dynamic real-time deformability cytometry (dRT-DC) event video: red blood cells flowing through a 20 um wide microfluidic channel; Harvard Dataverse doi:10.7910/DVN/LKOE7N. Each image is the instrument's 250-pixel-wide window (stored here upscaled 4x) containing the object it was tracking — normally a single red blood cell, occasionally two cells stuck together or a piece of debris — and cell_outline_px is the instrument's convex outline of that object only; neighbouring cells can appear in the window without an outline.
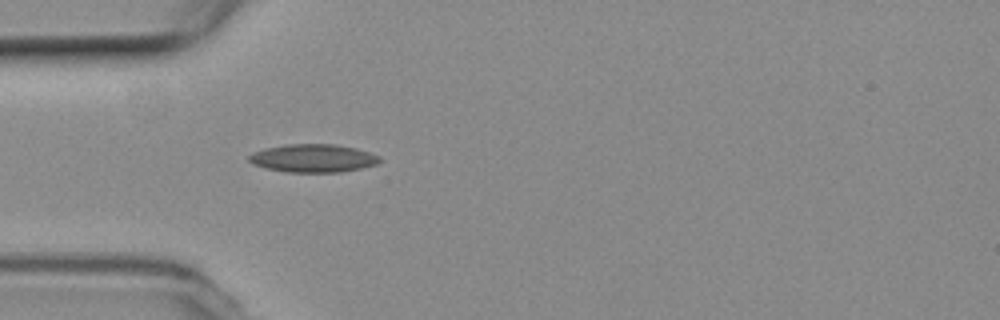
{"species": "common noctule bat (a hibernating species)", "species_latin": "Nyctalus noctula", "temperature_condition": "room temperature", "stored_images_in_passage": 16, "camera_frame_rate_fps": 3000, "um_per_image_px": 0.085, "animal": {"sex": "female", "body_mass_g": 19.3, "forearm_length_mm": 54.1}, "frame": {"image": 1, "passage_image": 5, "time_ms": 1.333, "image_size_px": [1000, 320], "cell_outline_px": [[384, 160], [376, 164], [360, 168], [340, 172], [284, 172], [264, 168], [252, 164], [248, 160], [248, 156], [252, 152], [264, 148], [288, 144], [332, 144], [356, 148], [380, 156]], "centroid_in_image_um": [26.59, 13.45], "position_along_channel_um": 58.4, "area_um2": 21.56}}
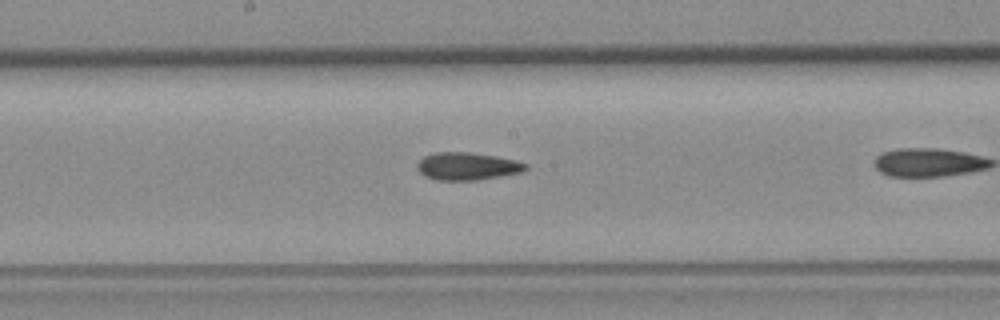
{"frame": {"image": 2, "passage_image": 14, "time_ms": 4.333, "image_size_px": [1000, 320], "cell_outline_px": [[528, 168], [520, 172], [500, 176], [476, 180], [436, 180], [424, 176], [416, 168], [416, 164], [424, 156], [436, 152], [468, 152], [496, 156], [528, 164]], "centroid_in_image_um": [39.67, 14.13], "position_along_channel_um": 208.5, "area_um2": 17.34}}